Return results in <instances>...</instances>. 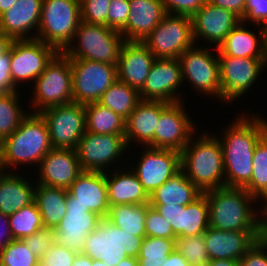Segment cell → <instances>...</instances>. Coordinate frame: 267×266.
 I'll list each match as a JSON object with an SVG mask.
<instances>
[{
    "instance_id": "obj_44",
    "label": "cell",
    "mask_w": 267,
    "mask_h": 266,
    "mask_svg": "<svg viewBox=\"0 0 267 266\" xmlns=\"http://www.w3.org/2000/svg\"><path fill=\"white\" fill-rule=\"evenodd\" d=\"M146 236L157 238L176 239L171 224L150 206L145 219Z\"/></svg>"
},
{
    "instance_id": "obj_18",
    "label": "cell",
    "mask_w": 267,
    "mask_h": 266,
    "mask_svg": "<svg viewBox=\"0 0 267 266\" xmlns=\"http://www.w3.org/2000/svg\"><path fill=\"white\" fill-rule=\"evenodd\" d=\"M183 85L179 59H155L143 87L139 90L142 100H159L168 103L185 101L178 91Z\"/></svg>"
},
{
    "instance_id": "obj_57",
    "label": "cell",
    "mask_w": 267,
    "mask_h": 266,
    "mask_svg": "<svg viewBox=\"0 0 267 266\" xmlns=\"http://www.w3.org/2000/svg\"><path fill=\"white\" fill-rule=\"evenodd\" d=\"M72 266H92V259L83 253H77Z\"/></svg>"
},
{
    "instance_id": "obj_7",
    "label": "cell",
    "mask_w": 267,
    "mask_h": 266,
    "mask_svg": "<svg viewBox=\"0 0 267 266\" xmlns=\"http://www.w3.org/2000/svg\"><path fill=\"white\" fill-rule=\"evenodd\" d=\"M80 22V0H43L36 39L63 52Z\"/></svg>"
},
{
    "instance_id": "obj_42",
    "label": "cell",
    "mask_w": 267,
    "mask_h": 266,
    "mask_svg": "<svg viewBox=\"0 0 267 266\" xmlns=\"http://www.w3.org/2000/svg\"><path fill=\"white\" fill-rule=\"evenodd\" d=\"M0 266H39V259L23 240L14 239L0 251Z\"/></svg>"
},
{
    "instance_id": "obj_37",
    "label": "cell",
    "mask_w": 267,
    "mask_h": 266,
    "mask_svg": "<svg viewBox=\"0 0 267 266\" xmlns=\"http://www.w3.org/2000/svg\"><path fill=\"white\" fill-rule=\"evenodd\" d=\"M243 188L259 202L267 198V133L255 146L252 177Z\"/></svg>"
},
{
    "instance_id": "obj_10",
    "label": "cell",
    "mask_w": 267,
    "mask_h": 266,
    "mask_svg": "<svg viewBox=\"0 0 267 266\" xmlns=\"http://www.w3.org/2000/svg\"><path fill=\"white\" fill-rule=\"evenodd\" d=\"M193 47L187 49L178 59L181 64L183 82H189L196 93L218 98L221 102V84L218 54L212 48ZM214 54V55H213Z\"/></svg>"
},
{
    "instance_id": "obj_13",
    "label": "cell",
    "mask_w": 267,
    "mask_h": 266,
    "mask_svg": "<svg viewBox=\"0 0 267 266\" xmlns=\"http://www.w3.org/2000/svg\"><path fill=\"white\" fill-rule=\"evenodd\" d=\"M39 113L45 119L52 147L75 150L86 132L84 104L71 102L45 108Z\"/></svg>"
},
{
    "instance_id": "obj_62",
    "label": "cell",
    "mask_w": 267,
    "mask_h": 266,
    "mask_svg": "<svg viewBox=\"0 0 267 266\" xmlns=\"http://www.w3.org/2000/svg\"><path fill=\"white\" fill-rule=\"evenodd\" d=\"M92 266H106L102 261L92 259Z\"/></svg>"
},
{
    "instance_id": "obj_11",
    "label": "cell",
    "mask_w": 267,
    "mask_h": 266,
    "mask_svg": "<svg viewBox=\"0 0 267 266\" xmlns=\"http://www.w3.org/2000/svg\"><path fill=\"white\" fill-rule=\"evenodd\" d=\"M73 102H98L117 81V65L85 59H71Z\"/></svg>"
},
{
    "instance_id": "obj_55",
    "label": "cell",
    "mask_w": 267,
    "mask_h": 266,
    "mask_svg": "<svg viewBox=\"0 0 267 266\" xmlns=\"http://www.w3.org/2000/svg\"><path fill=\"white\" fill-rule=\"evenodd\" d=\"M13 41L14 39L11 36L0 31V56L5 54L11 48Z\"/></svg>"
},
{
    "instance_id": "obj_46",
    "label": "cell",
    "mask_w": 267,
    "mask_h": 266,
    "mask_svg": "<svg viewBox=\"0 0 267 266\" xmlns=\"http://www.w3.org/2000/svg\"><path fill=\"white\" fill-rule=\"evenodd\" d=\"M76 254V252L55 243L52 248L39 259V266H72Z\"/></svg>"
},
{
    "instance_id": "obj_35",
    "label": "cell",
    "mask_w": 267,
    "mask_h": 266,
    "mask_svg": "<svg viewBox=\"0 0 267 266\" xmlns=\"http://www.w3.org/2000/svg\"><path fill=\"white\" fill-rule=\"evenodd\" d=\"M149 207V203L113 205L107 219L129 234L146 236L145 219Z\"/></svg>"
},
{
    "instance_id": "obj_4",
    "label": "cell",
    "mask_w": 267,
    "mask_h": 266,
    "mask_svg": "<svg viewBox=\"0 0 267 266\" xmlns=\"http://www.w3.org/2000/svg\"><path fill=\"white\" fill-rule=\"evenodd\" d=\"M214 134L195 133L180 152L181 171L202 193L225 186L223 152Z\"/></svg>"
},
{
    "instance_id": "obj_52",
    "label": "cell",
    "mask_w": 267,
    "mask_h": 266,
    "mask_svg": "<svg viewBox=\"0 0 267 266\" xmlns=\"http://www.w3.org/2000/svg\"><path fill=\"white\" fill-rule=\"evenodd\" d=\"M207 2L233 11L241 19L245 15L246 0H207Z\"/></svg>"
},
{
    "instance_id": "obj_19",
    "label": "cell",
    "mask_w": 267,
    "mask_h": 266,
    "mask_svg": "<svg viewBox=\"0 0 267 266\" xmlns=\"http://www.w3.org/2000/svg\"><path fill=\"white\" fill-rule=\"evenodd\" d=\"M150 206L171 224L177 238L204 234L209 227V205L204 193L186 206Z\"/></svg>"
},
{
    "instance_id": "obj_29",
    "label": "cell",
    "mask_w": 267,
    "mask_h": 266,
    "mask_svg": "<svg viewBox=\"0 0 267 266\" xmlns=\"http://www.w3.org/2000/svg\"><path fill=\"white\" fill-rule=\"evenodd\" d=\"M114 167L116 168L110 170L111 173L110 171L106 172L110 207L113 205L149 203V195L143 189L136 174L131 169L128 171L127 168H119V164H116Z\"/></svg>"
},
{
    "instance_id": "obj_22",
    "label": "cell",
    "mask_w": 267,
    "mask_h": 266,
    "mask_svg": "<svg viewBox=\"0 0 267 266\" xmlns=\"http://www.w3.org/2000/svg\"><path fill=\"white\" fill-rule=\"evenodd\" d=\"M67 190L66 203H78L102 218H107L110 205L106 172L82 171Z\"/></svg>"
},
{
    "instance_id": "obj_47",
    "label": "cell",
    "mask_w": 267,
    "mask_h": 266,
    "mask_svg": "<svg viewBox=\"0 0 267 266\" xmlns=\"http://www.w3.org/2000/svg\"><path fill=\"white\" fill-rule=\"evenodd\" d=\"M130 13L129 0H111L108 9V27L120 31Z\"/></svg>"
},
{
    "instance_id": "obj_59",
    "label": "cell",
    "mask_w": 267,
    "mask_h": 266,
    "mask_svg": "<svg viewBox=\"0 0 267 266\" xmlns=\"http://www.w3.org/2000/svg\"><path fill=\"white\" fill-rule=\"evenodd\" d=\"M261 30H262L263 50L267 62V22L261 25Z\"/></svg>"
},
{
    "instance_id": "obj_20",
    "label": "cell",
    "mask_w": 267,
    "mask_h": 266,
    "mask_svg": "<svg viewBox=\"0 0 267 266\" xmlns=\"http://www.w3.org/2000/svg\"><path fill=\"white\" fill-rule=\"evenodd\" d=\"M101 220V216L78 203H66V214L54 229L55 243L82 253L86 237L97 228Z\"/></svg>"
},
{
    "instance_id": "obj_61",
    "label": "cell",
    "mask_w": 267,
    "mask_h": 266,
    "mask_svg": "<svg viewBox=\"0 0 267 266\" xmlns=\"http://www.w3.org/2000/svg\"><path fill=\"white\" fill-rule=\"evenodd\" d=\"M116 266H139L138 259L134 257H127L120 261Z\"/></svg>"
},
{
    "instance_id": "obj_6",
    "label": "cell",
    "mask_w": 267,
    "mask_h": 266,
    "mask_svg": "<svg viewBox=\"0 0 267 266\" xmlns=\"http://www.w3.org/2000/svg\"><path fill=\"white\" fill-rule=\"evenodd\" d=\"M144 237L129 234L102 218L86 237L82 253L106 266H116L127 257H138Z\"/></svg>"
},
{
    "instance_id": "obj_50",
    "label": "cell",
    "mask_w": 267,
    "mask_h": 266,
    "mask_svg": "<svg viewBox=\"0 0 267 266\" xmlns=\"http://www.w3.org/2000/svg\"><path fill=\"white\" fill-rule=\"evenodd\" d=\"M241 22L261 26L267 22V0H246L245 15Z\"/></svg>"
},
{
    "instance_id": "obj_23",
    "label": "cell",
    "mask_w": 267,
    "mask_h": 266,
    "mask_svg": "<svg viewBox=\"0 0 267 266\" xmlns=\"http://www.w3.org/2000/svg\"><path fill=\"white\" fill-rule=\"evenodd\" d=\"M38 167L36 183L64 189H68L82 172L73 149L52 148Z\"/></svg>"
},
{
    "instance_id": "obj_56",
    "label": "cell",
    "mask_w": 267,
    "mask_h": 266,
    "mask_svg": "<svg viewBox=\"0 0 267 266\" xmlns=\"http://www.w3.org/2000/svg\"><path fill=\"white\" fill-rule=\"evenodd\" d=\"M261 204V231L263 238L267 239V198Z\"/></svg>"
},
{
    "instance_id": "obj_53",
    "label": "cell",
    "mask_w": 267,
    "mask_h": 266,
    "mask_svg": "<svg viewBox=\"0 0 267 266\" xmlns=\"http://www.w3.org/2000/svg\"><path fill=\"white\" fill-rule=\"evenodd\" d=\"M13 240L10 230L9 216L0 212V251Z\"/></svg>"
},
{
    "instance_id": "obj_49",
    "label": "cell",
    "mask_w": 267,
    "mask_h": 266,
    "mask_svg": "<svg viewBox=\"0 0 267 266\" xmlns=\"http://www.w3.org/2000/svg\"><path fill=\"white\" fill-rule=\"evenodd\" d=\"M239 266H267V239L261 238L238 261Z\"/></svg>"
},
{
    "instance_id": "obj_31",
    "label": "cell",
    "mask_w": 267,
    "mask_h": 266,
    "mask_svg": "<svg viewBox=\"0 0 267 266\" xmlns=\"http://www.w3.org/2000/svg\"><path fill=\"white\" fill-rule=\"evenodd\" d=\"M240 22L225 37V40L215 48L218 55L244 58H265L263 50L262 30L259 26V35L248 29Z\"/></svg>"
},
{
    "instance_id": "obj_9",
    "label": "cell",
    "mask_w": 267,
    "mask_h": 266,
    "mask_svg": "<svg viewBox=\"0 0 267 266\" xmlns=\"http://www.w3.org/2000/svg\"><path fill=\"white\" fill-rule=\"evenodd\" d=\"M156 59H177L195 45L190 16L166 13L142 41Z\"/></svg>"
},
{
    "instance_id": "obj_5",
    "label": "cell",
    "mask_w": 267,
    "mask_h": 266,
    "mask_svg": "<svg viewBox=\"0 0 267 266\" xmlns=\"http://www.w3.org/2000/svg\"><path fill=\"white\" fill-rule=\"evenodd\" d=\"M123 35L105 25L80 22L72 42L63 53L71 59H85L117 65Z\"/></svg>"
},
{
    "instance_id": "obj_15",
    "label": "cell",
    "mask_w": 267,
    "mask_h": 266,
    "mask_svg": "<svg viewBox=\"0 0 267 266\" xmlns=\"http://www.w3.org/2000/svg\"><path fill=\"white\" fill-rule=\"evenodd\" d=\"M57 53L53 46L37 39L14 40L10 48L11 77L14 85L18 88L27 81L34 83Z\"/></svg>"
},
{
    "instance_id": "obj_1",
    "label": "cell",
    "mask_w": 267,
    "mask_h": 266,
    "mask_svg": "<svg viewBox=\"0 0 267 266\" xmlns=\"http://www.w3.org/2000/svg\"><path fill=\"white\" fill-rule=\"evenodd\" d=\"M239 113L218 136L223 152L225 186L244 187L252 177L256 144L267 133V120L257 113ZM232 123V124H231Z\"/></svg>"
},
{
    "instance_id": "obj_8",
    "label": "cell",
    "mask_w": 267,
    "mask_h": 266,
    "mask_svg": "<svg viewBox=\"0 0 267 266\" xmlns=\"http://www.w3.org/2000/svg\"><path fill=\"white\" fill-rule=\"evenodd\" d=\"M33 113L43 109L73 102L72 70L70 58L58 52L46 65L43 73L32 85Z\"/></svg>"
},
{
    "instance_id": "obj_54",
    "label": "cell",
    "mask_w": 267,
    "mask_h": 266,
    "mask_svg": "<svg viewBox=\"0 0 267 266\" xmlns=\"http://www.w3.org/2000/svg\"><path fill=\"white\" fill-rule=\"evenodd\" d=\"M162 266H190L187 260L175 249L165 260Z\"/></svg>"
},
{
    "instance_id": "obj_12",
    "label": "cell",
    "mask_w": 267,
    "mask_h": 266,
    "mask_svg": "<svg viewBox=\"0 0 267 266\" xmlns=\"http://www.w3.org/2000/svg\"><path fill=\"white\" fill-rule=\"evenodd\" d=\"M127 148L125 134H95L86 131L75 151L82 171L107 172L114 168L112 166L115 162L121 161V155L126 154Z\"/></svg>"
},
{
    "instance_id": "obj_2",
    "label": "cell",
    "mask_w": 267,
    "mask_h": 266,
    "mask_svg": "<svg viewBox=\"0 0 267 266\" xmlns=\"http://www.w3.org/2000/svg\"><path fill=\"white\" fill-rule=\"evenodd\" d=\"M209 205V226L223 231H261L259 201L243 187L223 186L203 192ZM258 209V210H256Z\"/></svg>"
},
{
    "instance_id": "obj_34",
    "label": "cell",
    "mask_w": 267,
    "mask_h": 266,
    "mask_svg": "<svg viewBox=\"0 0 267 266\" xmlns=\"http://www.w3.org/2000/svg\"><path fill=\"white\" fill-rule=\"evenodd\" d=\"M86 131L95 134H125L126 120L98 102L84 104Z\"/></svg>"
},
{
    "instance_id": "obj_14",
    "label": "cell",
    "mask_w": 267,
    "mask_h": 266,
    "mask_svg": "<svg viewBox=\"0 0 267 266\" xmlns=\"http://www.w3.org/2000/svg\"><path fill=\"white\" fill-rule=\"evenodd\" d=\"M218 60L222 103H232L242 98L245 93L246 96L256 80H259L261 71L267 67L265 58L218 55Z\"/></svg>"
},
{
    "instance_id": "obj_25",
    "label": "cell",
    "mask_w": 267,
    "mask_h": 266,
    "mask_svg": "<svg viewBox=\"0 0 267 266\" xmlns=\"http://www.w3.org/2000/svg\"><path fill=\"white\" fill-rule=\"evenodd\" d=\"M170 103L159 100H140L125 122V141L128 148L135 144L153 147L154 133L160 113Z\"/></svg>"
},
{
    "instance_id": "obj_51",
    "label": "cell",
    "mask_w": 267,
    "mask_h": 266,
    "mask_svg": "<svg viewBox=\"0 0 267 266\" xmlns=\"http://www.w3.org/2000/svg\"><path fill=\"white\" fill-rule=\"evenodd\" d=\"M11 77L10 49L0 56V95H6L18 91Z\"/></svg>"
},
{
    "instance_id": "obj_16",
    "label": "cell",
    "mask_w": 267,
    "mask_h": 266,
    "mask_svg": "<svg viewBox=\"0 0 267 266\" xmlns=\"http://www.w3.org/2000/svg\"><path fill=\"white\" fill-rule=\"evenodd\" d=\"M137 162L129 169L136 174L149 196L181 171V153L171 149L143 146Z\"/></svg>"
},
{
    "instance_id": "obj_38",
    "label": "cell",
    "mask_w": 267,
    "mask_h": 266,
    "mask_svg": "<svg viewBox=\"0 0 267 266\" xmlns=\"http://www.w3.org/2000/svg\"><path fill=\"white\" fill-rule=\"evenodd\" d=\"M19 91L0 95V142L11 135L28 114L20 105ZM27 112V113H26Z\"/></svg>"
},
{
    "instance_id": "obj_26",
    "label": "cell",
    "mask_w": 267,
    "mask_h": 266,
    "mask_svg": "<svg viewBox=\"0 0 267 266\" xmlns=\"http://www.w3.org/2000/svg\"><path fill=\"white\" fill-rule=\"evenodd\" d=\"M155 59L142 41H125L117 62V79L139 91Z\"/></svg>"
},
{
    "instance_id": "obj_30",
    "label": "cell",
    "mask_w": 267,
    "mask_h": 266,
    "mask_svg": "<svg viewBox=\"0 0 267 266\" xmlns=\"http://www.w3.org/2000/svg\"><path fill=\"white\" fill-rule=\"evenodd\" d=\"M11 171L0 170V212L12 215L35 200L36 181Z\"/></svg>"
},
{
    "instance_id": "obj_3",
    "label": "cell",
    "mask_w": 267,
    "mask_h": 266,
    "mask_svg": "<svg viewBox=\"0 0 267 266\" xmlns=\"http://www.w3.org/2000/svg\"><path fill=\"white\" fill-rule=\"evenodd\" d=\"M52 148L45 119L40 113L30 111L19 127L0 142V170L11 167L19 171L21 165L39 166Z\"/></svg>"
},
{
    "instance_id": "obj_40",
    "label": "cell",
    "mask_w": 267,
    "mask_h": 266,
    "mask_svg": "<svg viewBox=\"0 0 267 266\" xmlns=\"http://www.w3.org/2000/svg\"><path fill=\"white\" fill-rule=\"evenodd\" d=\"M176 249V239L144 237L139 255V266H162L164 260Z\"/></svg>"
},
{
    "instance_id": "obj_60",
    "label": "cell",
    "mask_w": 267,
    "mask_h": 266,
    "mask_svg": "<svg viewBox=\"0 0 267 266\" xmlns=\"http://www.w3.org/2000/svg\"><path fill=\"white\" fill-rule=\"evenodd\" d=\"M17 0H0V16L4 14Z\"/></svg>"
},
{
    "instance_id": "obj_17",
    "label": "cell",
    "mask_w": 267,
    "mask_h": 266,
    "mask_svg": "<svg viewBox=\"0 0 267 266\" xmlns=\"http://www.w3.org/2000/svg\"><path fill=\"white\" fill-rule=\"evenodd\" d=\"M184 101L170 103L161 113L157 124L153 148L181 152L197 133L195 122L186 111Z\"/></svg>"
},
{
    "instance_id": "obj_39",
    "label": "cell",
    "mask_w": 267,
    "mask_h": 266,
    "mask_svg": "<svg viewBox=\"0 0 267 266\" xmlns=\"http://www.w3.org/2000/svg\"><path fill=\"white\" fill-rule=\"evenodd\" d=\"M9 224L13 239L19 240L44 228L42 216L35 201L10 215Z\"/></svg>"
},
{
    "instance_id": "obj_27",
    "label": "cell",
    "mask_w": 267,
    "mask_h": 266,
    "mask_svg": "<svg viewBox=\"0 0 267 266\" xmlns=\"http://www.w3.org/2000/svg\"><path fill=\"white\" fill-rule=\"evenodd\" d=\"M42 2L43 0H17L0 16V31L14 40L36 39Z\"/></svg>"
},
{
    "instance_id": "obj_28",
    "label": "cell",
    "mask_w": 267,
    "mask_h": 266,
    "mask_svg": "<svg viewBox=\"0 0 267 266\" xmlns=\"http://www.w3.org/2000/svg\"><path fill=\"white\" fill-rule=\"evenodd\" d=\"M130 13L119 31L125 41H143L166 14L161 0H129Z\"/></svg>"
},
{
    "instance_id": "obj_21",
    "label": "cell",
    "mask_w": 267,
    "mask_h": 266,
    "mask_svg": "<svg viewBox=\"0 0 267 266\" xmlns=\"http://www.w3.org/2000/svg\"><path fill=\"white\" fill-rule=\"evenodd\" d=\"M195 45L199 38L217 48L241 18L233 11L206 3L191 17ZM198 40V41H197Z\"/></svg>"
},
{
    "instance_id": "obj_33",
    "label": "cell",
    "mask_w": 267,
    "mask_h": 266,
    "mask_svg": "<svg viewBox=\"0 0 267 266\" xmlns=\"http://www.w3.org/2000/svg\"><path fill=\"white\" fill-rule=\"evenodd\" d=\"M68 190L36 183L35 202L45 228L56 229L66 214Z\"/></svg>"
},
{
    "instance_id": "obj_41",
    "label": "cell",
    "mask_w": 267,
    "mask_h": 266,
    "mask_svg": "<svg viewBox=\"0 0 267 266\" xmlns=\"http://www.w3.org/2000/svg\"><path fill=\"white\" fill-rule=\"evenodd\" d=\"M176 250L190 266H206L210 262L203 234L176 238Z\"/></svg>"
},
{
    "instance_id": "obj_48",
    "label": "cell",
    "mask_w": 267,
    "mask_h": 266,
    "mask_svg": "<svg viewBox=\"0 0 267 266\" xmlns=\"http://www.w3.org/2000/svg\"><path fill=\"white\" fill-rule=\"evenodd\" d=\"M166 13L192 17L207 0H161Z\"/></svg>"
},
{
    "instance_id": "obj_43",
    "label": "cell",
    "mask_w": 267,
    "mask_h": 266,
    "mask_svg": "<svg viewBox=\"0 0 267 266\" xmlns=\"http://www.w3.org/2000/svg\"><path fill=\"white\" fill-rule=\"evenodd\" d=\"M111 0H80L81 21L108 26V9Z\"/></svg>"
},
{
    "instance_id": "obj_58",
    "label": "cell",
    "mask_w": 267,
    "mask_h": 266,
    "mask_svg": "<svg viewBox=\"0 0 267 266\" xmlns=\"http://www.w3.org/2000/svg\"><path fill=\"white\" fill-rule=\"evenodd\" d=\"M206 266H239V264L237 260L217 259L210 260V262Z\"/></svg>"
},
{
    "instance_id": "obj_24",
    "label": "cell",
    "mask_w": 267,
    "mask_h": 266,
    "mask_svg": "<svg viewBox=\"0 0 267 266\" xmlns=\"http://www.w3.org/2000/svg\"><path fill=\"white\" fill-rule=\"evenodd\" d=\"M210 260L239 259L262 236V231H223L208 227L203 234Z\"/></svg>"
},
{
    "instance_id": "obj_32",
    "label": "cell",
    "mask_w": 267,
    "mask_h": 266,
    "mask_svg": "<svg viewBox=\"0 0 267 266\" xmlns=\"http://www.w3.org/2000/svg\"><path fill=\"white\" fill-rule=\"evenodd\" d=\"M201 194L202 192L180 171L149 196V204L186 206Z\"/></svg>"
},
{
    "instance_id": "obj_36",
    "label": "cell",
    "mask_w": 267,
    "mask_h": 266,
    "mask_svg": "<svg viewBox=\"0 0 267 266\" xmlns=\"http://www.w3.org/2000/svg\"><path fill=\"white\" fill-rule=\"evenodd\" d=\"M140 100L137 89L117 80L102 95L98 103L126 120Z\"/></svg>"
},
{
    "instance_id": "obj_45",
    "label": "cell",
    "mask_w": 267,
    "mask_h": 266,
    "mask_svg": "<svg viewBox=\"0 0 267 266\" xmlns=\"http://www.w3.org/2000/svg\"><path fill=\"white\" fill-rule=\"evenodd\" d=\"M22 240L31 250L33 255L40 259L55 244L54 229L44 227Z\"/></svg>"
}]
</instances>
